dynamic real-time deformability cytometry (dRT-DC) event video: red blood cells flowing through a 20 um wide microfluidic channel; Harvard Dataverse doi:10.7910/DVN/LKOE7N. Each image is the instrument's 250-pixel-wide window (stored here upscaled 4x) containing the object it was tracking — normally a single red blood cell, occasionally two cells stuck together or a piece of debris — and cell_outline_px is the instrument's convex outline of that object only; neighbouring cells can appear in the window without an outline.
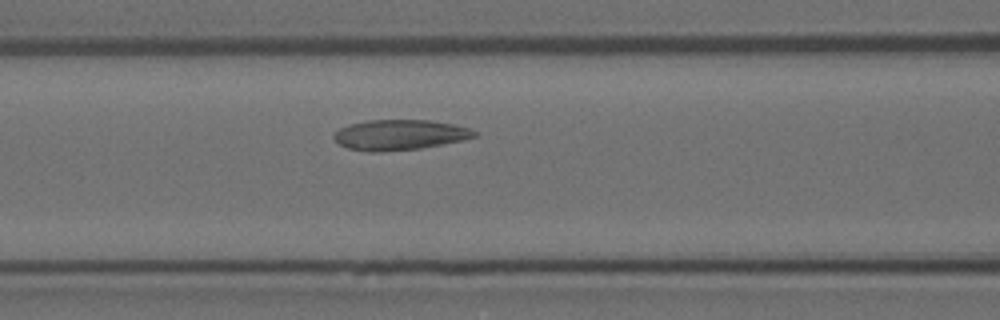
{"species": "Egyptian fruit bat (a non-hibernating species)", "species_latin": "Rousettus aegyptiacus", "temperature_condition": "room temperature", "stored_images_in_passage": 38, "camera_frame_rate_fps": 3000, "um_per_image_px": 0.085, "animal": {"sex": "female"}, "frame": {"image": 1, "passage_image": 12, "time_ms": 3.667, "image_size_px": [1000, 320], "cell_outline_px": [[480, 136], [420, 148], [380, 152], [368, 152], [348, 148], [340, 144], [332, 136], [332, 132], [348, 124], [368, 120], [428, 120], [452, 124], [468, 128], [480, 132]], "centroid_in_image_um": [33.94, 11.46], "position_along_channel_um": 132.7, "area_um2": 24.85}}
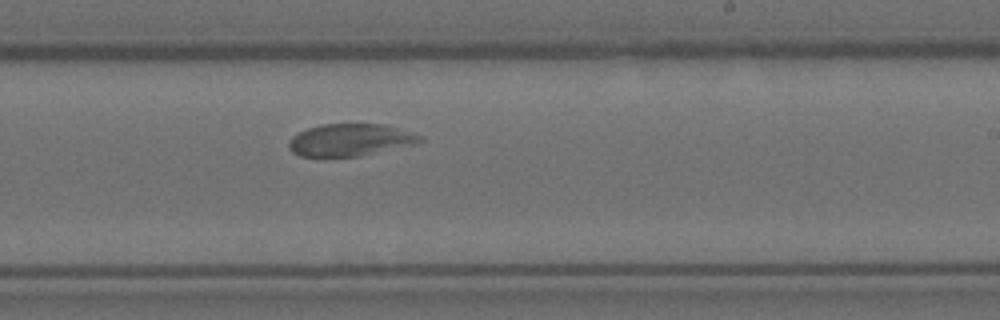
{"frame": {"image": 2, "passage_image": 23, "time_ms": 7.333, "image_size_px": [1000, 320], "cell_outline_px": [[424, 140], [412, 144], [360, 156], [300, 156], [292, 152], [288, 148], [288, 144], [292, 136], [308, 128], [320, 124], [384, 124], [412, 132], [420, 136]], "centroid_in_image_um": [29.73, 11.89], "position_along_channel_um": 259.3, "area_um2": 24.33}}
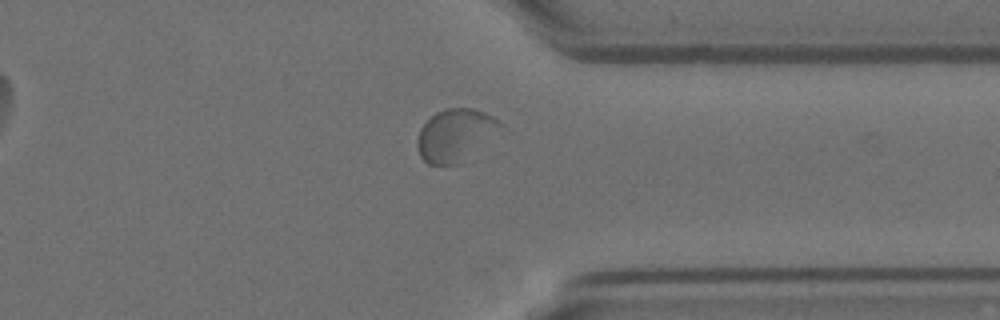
{"frame": {"image": 3, "passage_image": 33, "time_ms": 10.667, "image_size_px": [1000, 320], "cell_outline_px": [[508, 128], [456, 164], [428, 164], [420, 156], [416, 144], [416, 140], [420, 128], [436, 112], [448, 108], [472, 108], [484, 112], [492, 116], [504, 124]], "centroid_in_image_um": [38.76, 11.45], "position_along_channel_um": 372.6, "area_um2": 25.43}}